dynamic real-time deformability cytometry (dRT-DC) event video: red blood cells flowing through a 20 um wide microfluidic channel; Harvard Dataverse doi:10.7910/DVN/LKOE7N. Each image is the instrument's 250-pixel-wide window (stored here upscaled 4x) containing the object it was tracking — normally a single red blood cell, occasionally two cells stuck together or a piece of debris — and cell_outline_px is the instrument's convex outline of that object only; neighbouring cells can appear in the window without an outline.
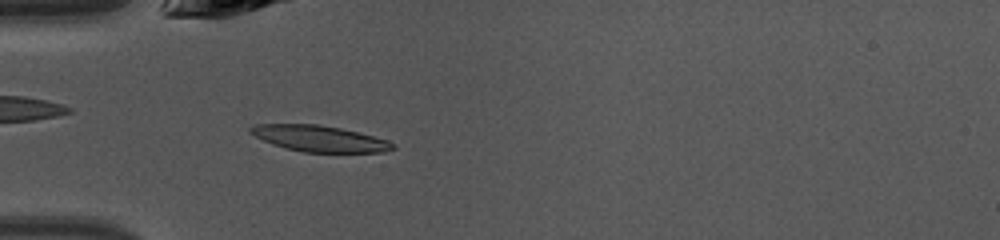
{"species": "common noctule bat (a hibernating species)", "species_latin": "Nyctalus noctula", "temperature_condition": "warm", "stored_images_in_passage": 33, "camera_frame_rate_fps": 3000, "um_per_image_px": 0.085, "animal": {"sex": "female", "body_mass_g": 10.0, "forearm_length_mm": 53.1}, "frame": {"image": 1, "passage_image": 2, "time_ms": 0.333, "image_size_px": [1000, 240], "cell_outline_px": [[396, 148], [384, 152], [304, 152], [284, 148], [272, 144], [248, 132], [248, 128], [256, 124], [320, 124], [340, 128], [388, 140], [396, 144]], "centroid_in_image_um": [27.15, 11.78], "position_along_channel_um": 57.8, "area_um2": 21.62}}
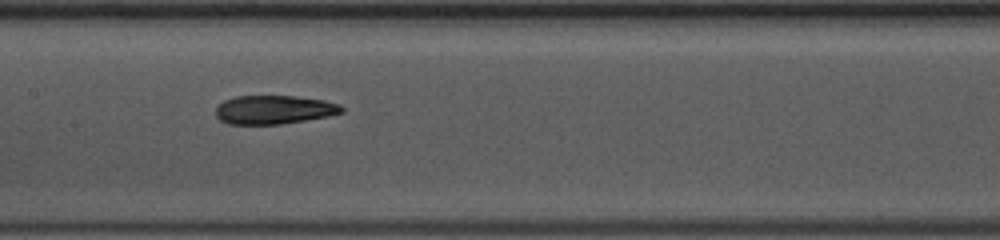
{"frame": {"image": 2, "passage_image": 11, "time_ms": 3.333, "image_size_px": [1000, 240], "cell_outline_px": [[344, 112], [328, 116], [280, 124], [228, 124], [220, 120], [216, 116], [216, 108], [224, 100], [236, 96], [296, 96], [324, 100], [340, 104], [344, 108]], "centroid_in_image_um": [23.3, 9.32], "position_along_channel_um": 184.1, "area_um2": 21.04}}
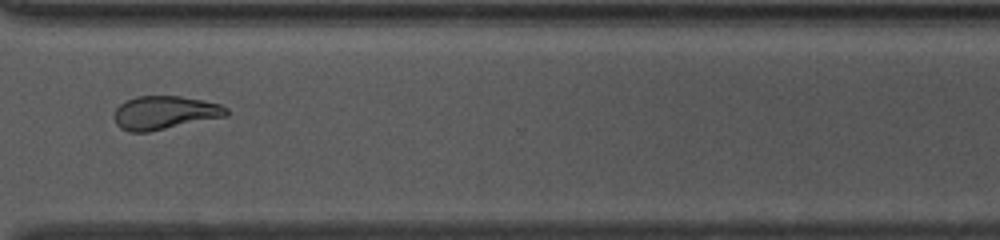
{"frame": {"image": 3, "passage_image": 23, "time_ms": 7.333, "image_size_px": [1000, 240], "cell_outline_px": [[228, 116], [148, 132], [128, 132], [120, 128], [116, 124], [116, 108], [120, 104], [136, 96], [180, 96], [220, 104], [228, 108]], "centroid_in_image_um": [14.02, 9.58], "position_along_channel_um": 356.6, "area_um2": 21.73}, "authors_computed_cell_mechanics": {"area_um2": 21.7328, "velocity_mm_per_s": 4.3205, "shape_relaxation_time_tau1_ms": 5.2077, "shape_relaxation_time_tau2_ms": 2.1933, "deformation_change_tau1": 0.1885, "deformation_change_tau2": 0.1042}}